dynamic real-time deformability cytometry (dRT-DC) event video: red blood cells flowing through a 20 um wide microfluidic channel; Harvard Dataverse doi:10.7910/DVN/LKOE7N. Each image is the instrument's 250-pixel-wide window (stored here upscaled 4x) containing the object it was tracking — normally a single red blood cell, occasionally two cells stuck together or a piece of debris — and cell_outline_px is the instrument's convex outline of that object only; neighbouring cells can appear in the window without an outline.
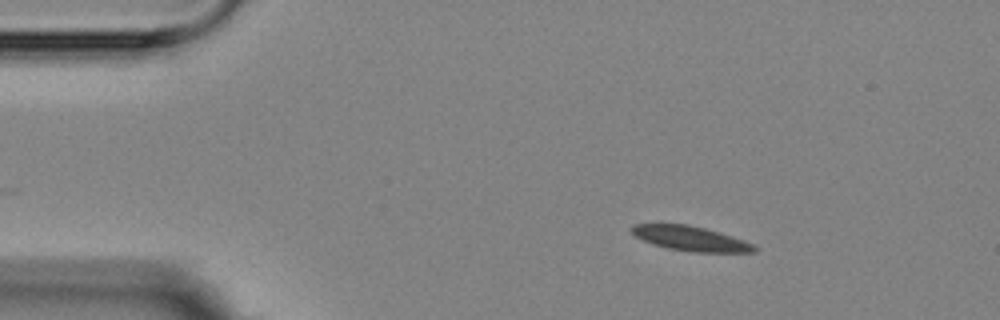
{"species": "Egyptian fruit bat (a non-hibernating species)", "species_latin": "Rousettus aegyptiacus", "temperature_condition": "room temperature", "stored_images_in_passage": 3, "camera_frame_rate_fps": 3000, "um_per_image_px": 0.085, "animal": {"sex": "female"}, "frame": {"image": 1, "passage_image": 1, "time_ms": 0.0, "image_size_px": [1000, 320], "cell_outline_px": [[756, 252], [692, 252], [668, 248], [652, 244], [636, 236], [632, 232], [632, 224], [688, 224], [720, 232], [744, 240], [752, 244], [756, 248]], "centroid_in_image_um": [58.71, 20.27], "position_along_channel_um": 26.3, "area_um2": 17.46}}